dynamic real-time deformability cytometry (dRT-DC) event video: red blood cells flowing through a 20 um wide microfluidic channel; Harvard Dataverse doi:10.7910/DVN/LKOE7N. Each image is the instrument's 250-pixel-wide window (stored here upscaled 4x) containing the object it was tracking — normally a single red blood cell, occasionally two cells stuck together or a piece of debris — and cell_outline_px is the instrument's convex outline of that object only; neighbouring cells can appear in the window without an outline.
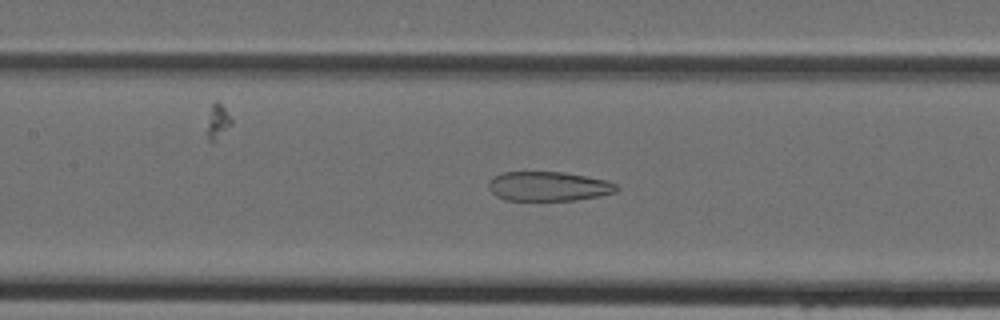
{"species": "Egyptian fruit bat (a non-hibernating species)", "species_latin": "Rousettus aegyptiacus", "temperature_condition": "cold", "stored_images_in_passage": 46, "camera_frame_rate_fps": 3000, "um_per_image_px": 0.085, "animal": {"sex": "female"}, "frame": {"image": 1, "passage_image": 21, "time_ms": 6.667, "image_size_px": [1000, 320], "cell_outline_px": [[620, 188], [616, 192], [600, 196], [576, 200], [504, 200], [496, 196], [488, 188], [488, 184], [496, 176], [504, 172], [564, 172], [608, 180], [616, 184]], "centroid_in_image_um": [46.67, 15.84], "position_along_channel_um": 160.7, "area_um2": 21.96}}
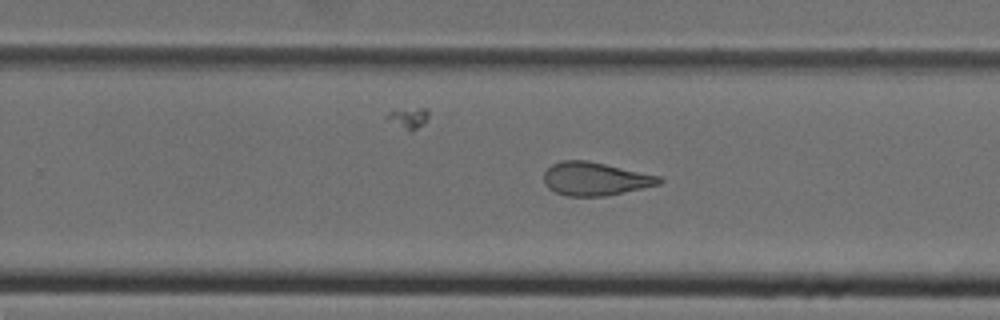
{"frame": {"image": 2, "passage_image": 29, "time_ms": 9.333, "image_size_px": [1000, 320], "cell_outline_px": [[664, 180], [660, 184], [604, 196], [568, 196], [556, 192], [548, 188], [544, 184], [544, 172], [552, 164], [560, 160], [588, 160], [660, 176]], "centroid_in_image_um": [50.57, 15.19], "position_along_channel_um": 279.2, "area_um2": 22.31}}
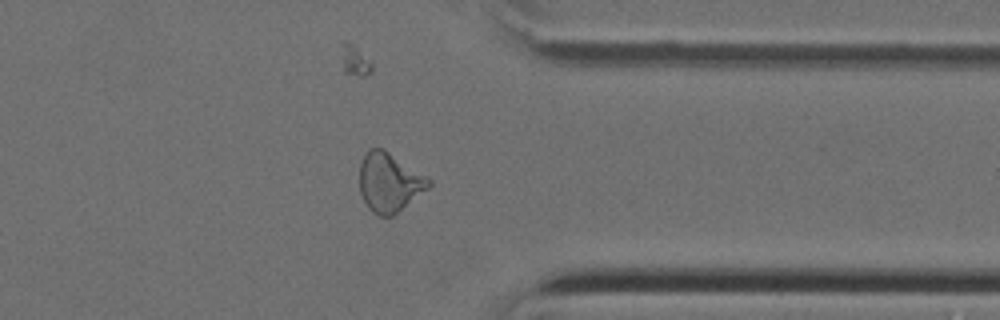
{"frame": {"image": 3, "passage_image": 36, "time_ms": 11.667, "image_size_px": [1000, 320], "cell_outline_px": [[432, 184], [428, 188], [392, 216], [380, 216], [372, 212], [368, 208], [360, 192], [360, 160], [368, 148], [384, 148], [432, 180]], "centroid_in_image_um": [33.07, 15.47], "position_along_channel_um": 378.3, "area_um2": 23.76}}